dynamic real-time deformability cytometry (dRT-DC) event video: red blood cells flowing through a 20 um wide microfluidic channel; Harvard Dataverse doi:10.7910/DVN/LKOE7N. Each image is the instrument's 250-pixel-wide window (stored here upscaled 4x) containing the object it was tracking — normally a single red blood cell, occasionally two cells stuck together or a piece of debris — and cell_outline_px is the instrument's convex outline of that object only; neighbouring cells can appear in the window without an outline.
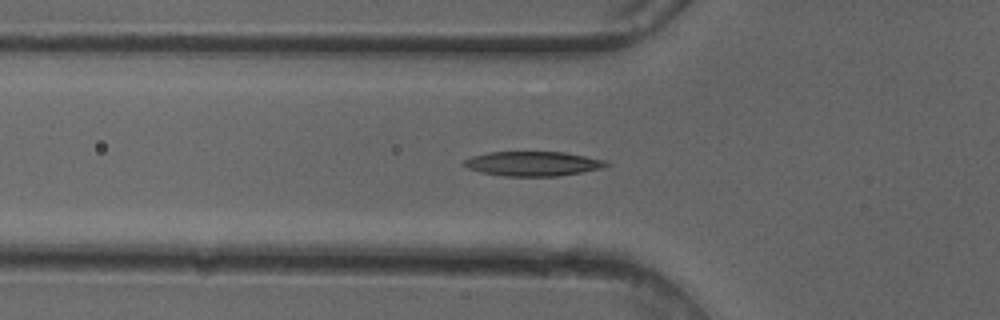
{"species": "common noctule bat (a hibernating species)", "species_latin": "Nyctalus noctula", "temperature_condition": "cold", "stored_images_in_passage": 39, "camera_frame_rate_fps": 3000, "um_per_image_px": 0.085, "animal": {"sex": "female"}, "frame": {"image": 1, "passage_image": 17, "time_ms": 5.333, "image_size_px": [1000, 320], "cell_outline_px": [[612, 164], [600, 168], [584, 172], [556, 176], [504, 176], [480, 172], [468, 168], [464, 164], [464, 160], [472, 156], [488, 152], [564, 152], [604, 160]], "centroid_in_image_um": [45.3, 13.91], "position_along_channel_um": 80.5, "area_um2": 20.23}}
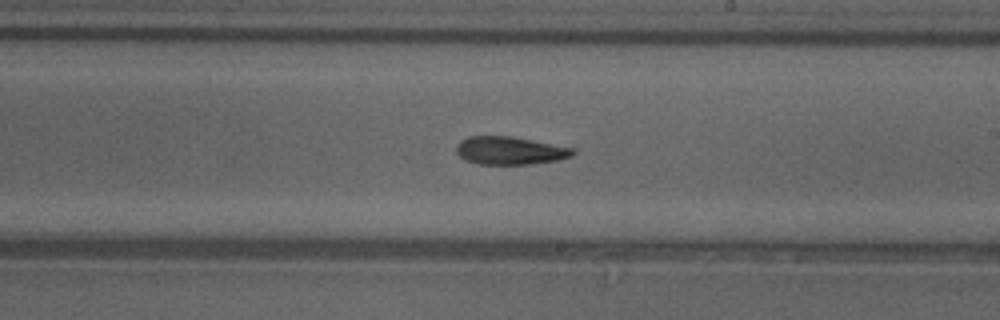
{"frame": {"image": 2, "passage_image": 29, "time_ms": 9.333, "image_size_px": [1000, 320], "cell_outline_px": [[576, 152], [572, 156], [556, 160], [528, 164], [476, 164], [464, 160], [456, 152], [456, 144], [460, 140], [468, 136], [512, 136], [576, 148]], "centroid_in_image_um": [43.33, 12.79], "position_along_channel_um": 245.7, "area_um2": 19.19}}
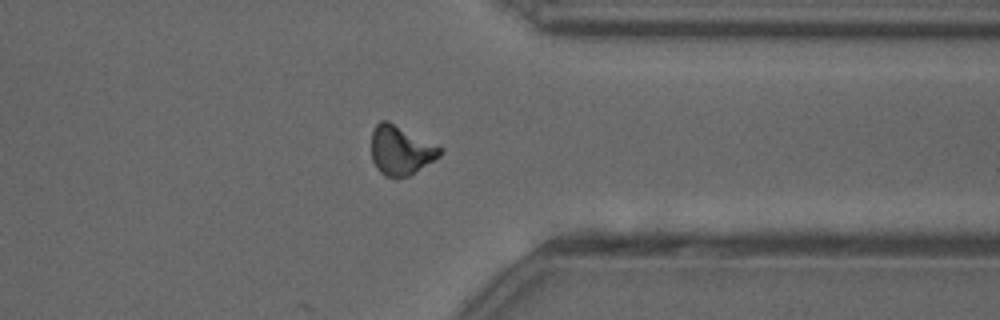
{"frame": {"image": 3, "passage_image": 39, "time_ms": 12.667, "image_size_px": [1000, 320], "cell_outline_px": [[444, 148], [440, 156], [408, 176], [396, 180], [384, 176], [376, 168], [372, 160], [372, 132], [376, 124], [380, 120], [388, 120]], "centroid_in_image_um": [34.05, 12.79], "position_along_channel_um": 377.3, "area_um2": 19.94}, "authors_computed_cell_mechanics": {"area_um2": 19.941, "velocity_mm_per_s": 4.108, "shape_relaxation_time_tau1_ms": 6.1188, "shape_relaxation_time_tau2_ms": 4.2529, "deformation_change_tau1": 0.1661, "deformation_change_tau2": 0.1365}}